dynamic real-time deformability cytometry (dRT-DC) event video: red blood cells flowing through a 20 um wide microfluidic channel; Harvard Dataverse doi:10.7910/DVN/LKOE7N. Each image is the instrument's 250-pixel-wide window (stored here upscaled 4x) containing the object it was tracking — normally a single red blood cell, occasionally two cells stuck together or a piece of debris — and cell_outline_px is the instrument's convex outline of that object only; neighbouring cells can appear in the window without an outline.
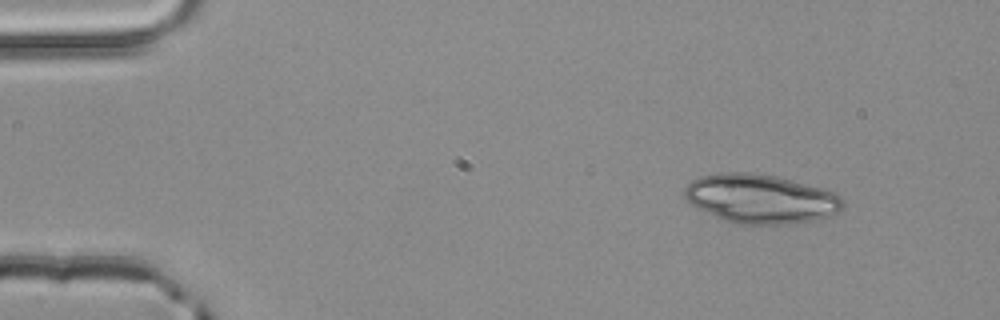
{"species": "common noctule bat (a hibernating species)", "species_latin": "Nyctalus noctula", "temperature_condition": "room temperature", "stored_images_in_passage": 3, "camera_frame_rate_fps": 3000, "um_per_image_px": 0.085, "animal": {"sex": "male", "body_mass_g": 20.4}, "frame": {"image": 1, "passage_image": 1, "time_ms": 0.0, "image_size_px": [1000, 320], "cell_outline_px": [[844, 208], [840, 212], [816, 220], [792, 224], [732, 224], [696, 208], [684, 200], [684, 188], [692, 180], [700, 176], [720, 172], [748, 172], [780, 176], [824, 188], [836, 192], [844, 196]], "centroid_in_image_um": [64.69, 16.89], "position_along_channel_um": 20.3, "area_um2": 46.36}}